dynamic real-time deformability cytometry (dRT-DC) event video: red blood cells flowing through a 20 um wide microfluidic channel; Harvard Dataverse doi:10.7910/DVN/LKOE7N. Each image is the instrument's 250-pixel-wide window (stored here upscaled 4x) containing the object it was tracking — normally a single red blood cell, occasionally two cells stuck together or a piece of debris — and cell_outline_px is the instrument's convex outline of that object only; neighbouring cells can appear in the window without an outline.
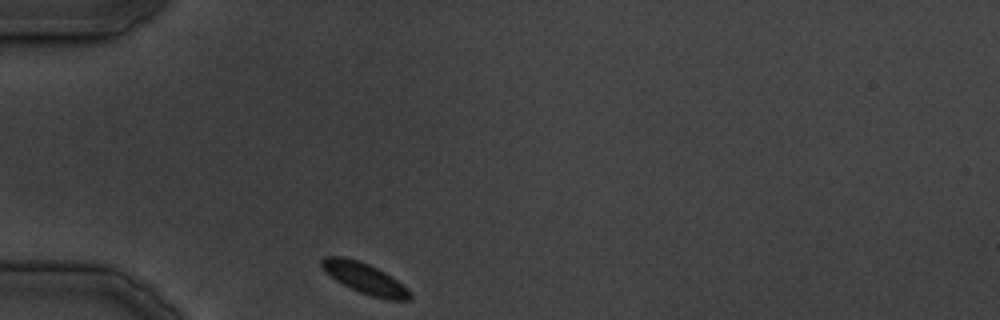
{"species": "common noctule bat (a hibernating species)", "species_latin": "Nyctalus noctula", "temperature_condition": "cold", "stored_images_in_passage": 12, "camera_frame_rate_fps": 3000, "um_per_image_px": 0.085, "animal": {"sex": "male", "body_mass_g": 19.5, "forearm_length_mm": 54.6}, "frame": {"image": 1, "passage_image": 1, "time_ms": 0.0, "image_size_px": [1000, 320], "cell_outline_px": [[412, 296], [408, 300], [388, 300], [372, 296], [360, 292], [336, 280], [320, 264], [320, 260], [324, 256], [344, 256], [368, 264], [392, 276], [408, 288], [412, 292]], "centroid_in_image_um": [31.05, 23.66], "position_along_channel_um": 53.9, "area_um2": 15.61}}